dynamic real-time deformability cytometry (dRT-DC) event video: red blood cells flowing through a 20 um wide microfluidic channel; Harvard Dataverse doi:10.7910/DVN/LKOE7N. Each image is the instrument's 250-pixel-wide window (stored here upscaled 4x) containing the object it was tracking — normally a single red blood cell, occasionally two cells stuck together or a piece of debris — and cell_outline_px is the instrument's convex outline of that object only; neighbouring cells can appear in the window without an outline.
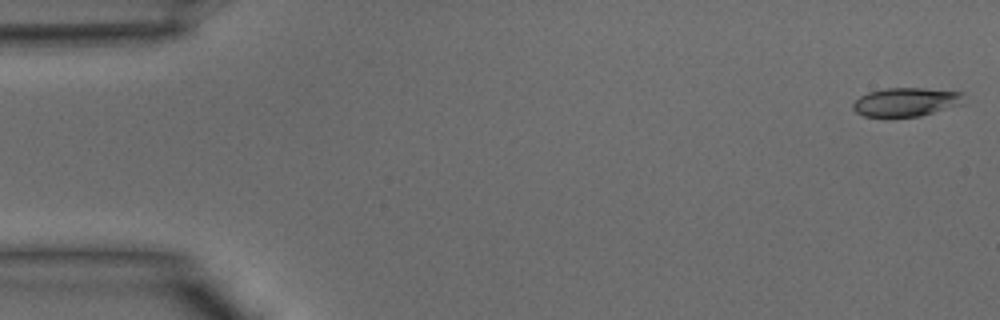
{"species": "common noctule bat (a hibernating species)", "species_latin": "Nyctalus noctula", "temperature_condition": "warm", "stored_images_in_passage": 32, "camera_frame_rate_fps": 3000, "um_per_image_px": 0.085, "animal": {"sex": "male", "body_mass_g": 15.6}, "frame": {"image": 1, "passage_image": 1, "time_ms": 0.0, "image_size_px": [1000, 320], "cell_outline_px": [[964, 104], [920, 116], [884, 120], [864, 116], [856, 112], [852, 108], [852, 104], [860, 96], [868, 92], [884, 88], [924, 88], [964, 92]], "centroid_in_image_um": [76.99, 8.71], "position_along_channel_um": 8.0, "area_um2": 19.42}}
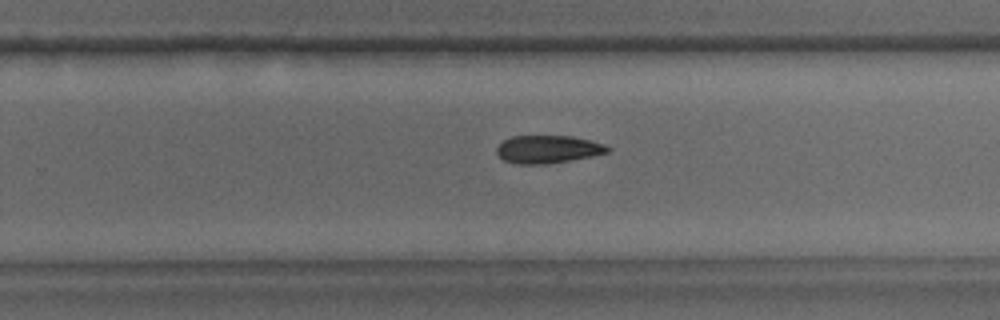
{"frame": {"image": 2, "passage_image": 25, "time_ms": 8.0, "image_size_px": [1000, 320], "cell_outline_px": [[612, 148], [608, 152], [592, 156], [572, 160], [548, 164], [516, 164], [504, 160], [496, 152], [496, 148], [504, 140], [512, 136], [572, 136], [604, 144]], "centroid_in_image_um": [46.57, 12.69], "position_along_channel_um": 283.2, "area_um2": 17.98}}
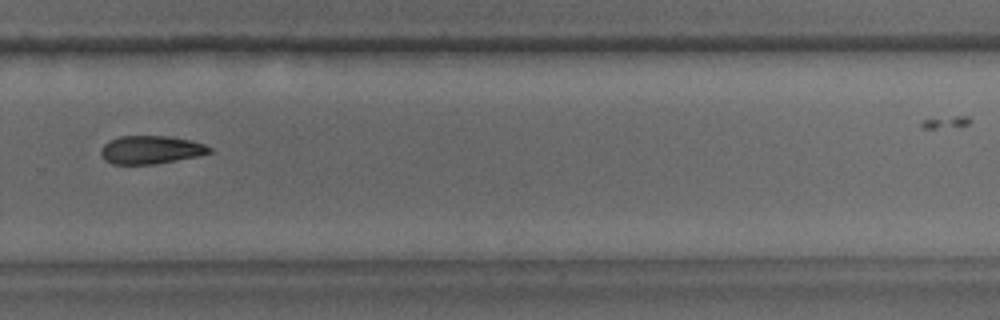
{"frame": {"image": 3, "passage_image": 27, "time_ms": 8.667, "image_size_px": [1000, 320], "cell_outline_px": [[212, 152], [200, 156], [156, 164], [112, 164], [104, 160], [100, 156], [100, 148], [108, 140], [120, 136], [172, 136], [192, 140], [204, 144], [212, 148]], "centroid_in_image_um": [12.82, 12.73], "position_along_channel_um": 317.0, "area_um2": 18.21}}